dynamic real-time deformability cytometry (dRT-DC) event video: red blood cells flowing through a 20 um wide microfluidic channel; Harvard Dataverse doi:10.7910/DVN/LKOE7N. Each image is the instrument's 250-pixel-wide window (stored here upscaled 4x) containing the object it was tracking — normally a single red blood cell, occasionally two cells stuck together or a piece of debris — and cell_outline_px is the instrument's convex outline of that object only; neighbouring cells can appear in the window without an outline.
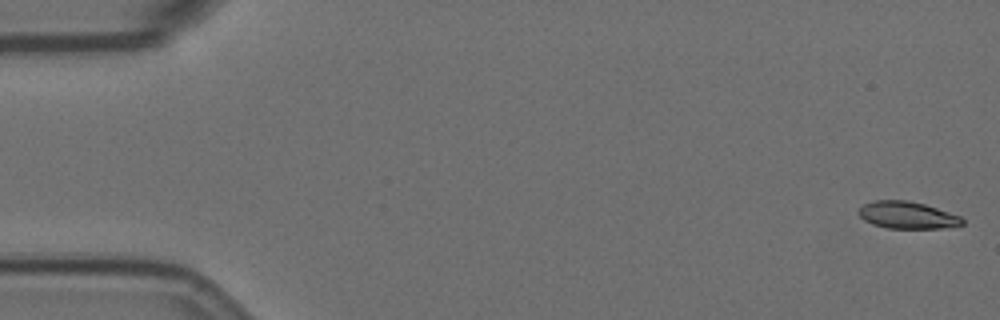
{"species": "Egyptian fruit bat (a non-hibernating species)", "species_latin": "Rousettus aegyptiacus", "temperature_condition": "room temperature", "stored_images_in_passage": 32, "camera_frame_rate_fps": 3000, "um_per_image_px": 0.085, "animal": {"sex": "female"}, "frame": {"image": 1, "passage_image": 1, "time_ms": 0.0, "image_size_px": [1000, 320], "cell_outline_px": [[964, 224], [940, 228], [888, 228], [872, 224], [864, 220], [856, 212], [864, 204], [872, 200], [908, 200], [924, 204], [960, 216], [964, 220]], "centroid_in_image_um": [77.08, 18.28], "position_along_channel_um": 7.9, "area_um2": 16.3}}
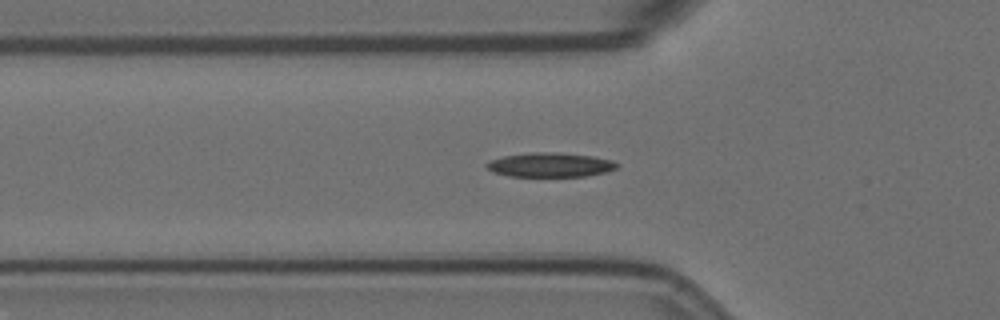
{"frame": {"image": 2, "passage_image": 19, "time_ms": 6.0, "image_size_px": [1000, 320], "cell_outline_px": [[620, 164], [616, 168], [604, 172], [584, 176], [508, 176], [492, 172], [484, 164], [492, 160], [504, 156], [532, 152], [560, 152], [592, 156], [612, 160]], "centroid_in_image_um": [46.76, 14.0], "position_along_channel_um": 79.0, "area_um2": 18.38}}
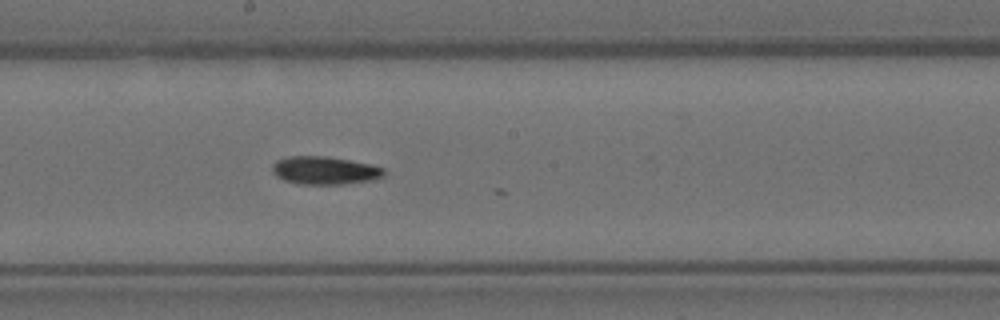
{"frame": {"image": 3, "passage_image": 31, "time_ms": 10.0, "image_size_px": [1000, 320], "cell_outline_px": [[384, 176], [372, 180], [344, 184], [296, 184], [284, 180], [276, 176], [272, 172], [272, 164], [276, 160], [288, 156], [328, 156], [372, 164], [384, 168]], "centroid_in_image_um": [27.58, 14.48], "position_along_channel_um": 220.6, "area_um2": 18.44}}